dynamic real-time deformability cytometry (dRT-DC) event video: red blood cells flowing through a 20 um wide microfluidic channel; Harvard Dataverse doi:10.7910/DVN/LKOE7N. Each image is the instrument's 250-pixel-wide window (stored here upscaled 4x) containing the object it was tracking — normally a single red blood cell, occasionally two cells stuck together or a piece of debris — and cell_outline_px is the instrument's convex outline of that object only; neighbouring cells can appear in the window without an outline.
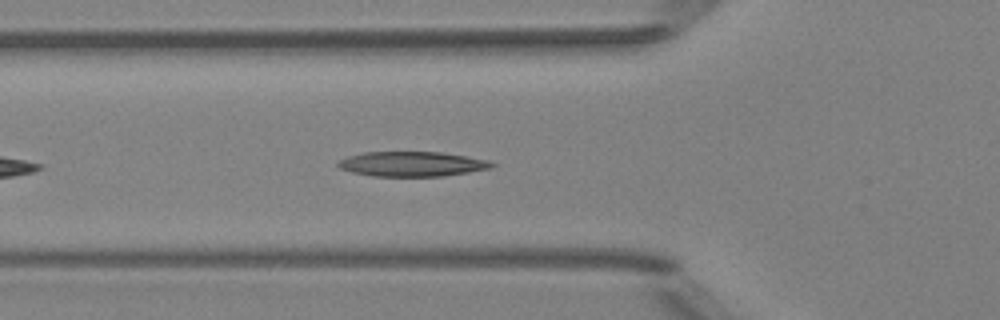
{"species": "Egyptian fruit bat (a non-hibernating species)", "species_latin": "Rousettus aegyptiacus", "temperature_condition": "room temperature", "stored_images_in_passage": 17, "camera_frame_rate_fps": 3000, "um_per_image_px": 0.085, "animal": {"sex": "female"}, "frame": {"image": 1, "passage_image": 6, "time_ms": 1.667, "image_size_px": [1000, 320], "cell_outline_px": [[496, 164], [492, 168], [444, 176], [372, 176], [352, 172], [340, 168], [336, 164], [340, 160], [348, 156], [364, 152], [440, 152], [488, 160]], "centroid_in_image_um": [35.02, 13.94], "position_along_channel_um": 90.8, "area_um2": 22.14}}
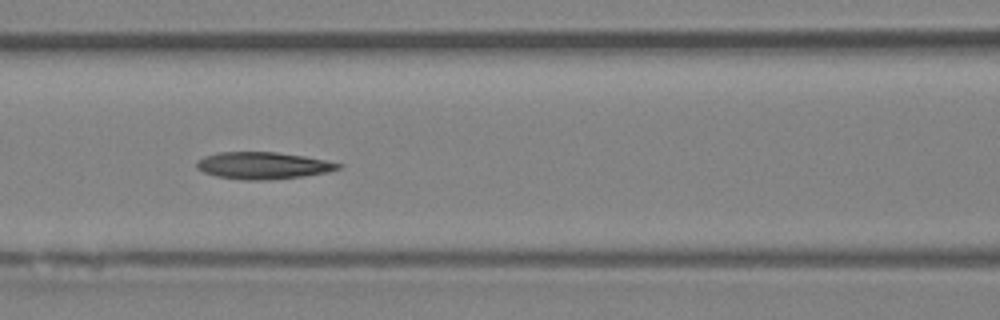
{"frame": {"image": 2, "passage_image": 10, "time_ms": 3.0, "image_size_px": [1000, 320], "cell_outline_px": [[344, 164], [340, 168], [328, 172], [304, 176], [268, 180], [244, 180], [216, 176], [204, 172], [196, 168], [196, 160], [204, 156], [216, 152], [276, 152], [304, 156]], "centroid_in_image_um": [22.33, 14.07], "position_along_channel_um": 144.3, "area_um2": 22.37}}